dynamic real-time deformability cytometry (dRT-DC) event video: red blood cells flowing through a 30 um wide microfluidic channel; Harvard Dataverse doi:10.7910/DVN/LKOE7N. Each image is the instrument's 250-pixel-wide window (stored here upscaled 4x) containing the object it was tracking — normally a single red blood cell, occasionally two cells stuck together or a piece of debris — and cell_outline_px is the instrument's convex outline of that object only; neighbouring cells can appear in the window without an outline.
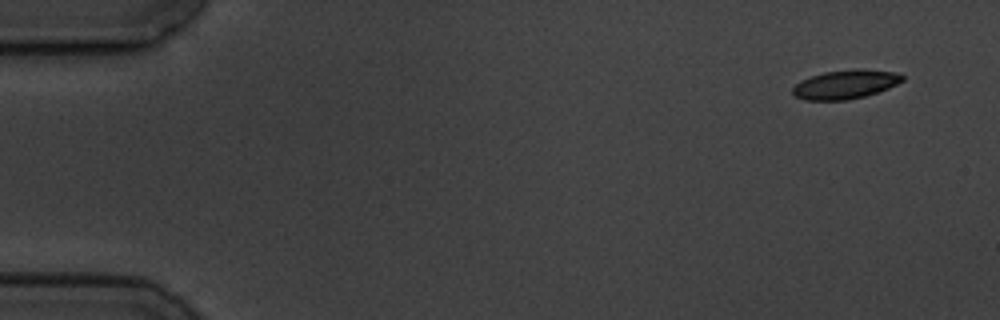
{"species": "common noctule bat (a hibernating species)", "species_latin": "Nyctalus noctula", "temperature_condition": "cold", "stored_images_in_passage": 4, "segment_of_instrument_passage": [1, 2], "camera_frame_rate_fps": 3000, "um_per_image_px": 0.085, "animal": {"sex": "male", "body_mass_g": 19.5, "forearm_length_mm": 54.6}, "frame": {"image": 1, "passage_image": 1, "time_ms": 0.0, "image_size_px": [1000, 320], "cell_outline_px": [[904, 80], [888, 88], [864, 96], [848, 100], [804, 100], [796, 96], [792, 92], [792, 88], [800, 80], [824, 72], [860, 68], [892, 72], [904, 76]], "centroid_in_image_um": [71.83, 7.17], "position_along_channel_um": 13.2, "area_um2": 18.32}}